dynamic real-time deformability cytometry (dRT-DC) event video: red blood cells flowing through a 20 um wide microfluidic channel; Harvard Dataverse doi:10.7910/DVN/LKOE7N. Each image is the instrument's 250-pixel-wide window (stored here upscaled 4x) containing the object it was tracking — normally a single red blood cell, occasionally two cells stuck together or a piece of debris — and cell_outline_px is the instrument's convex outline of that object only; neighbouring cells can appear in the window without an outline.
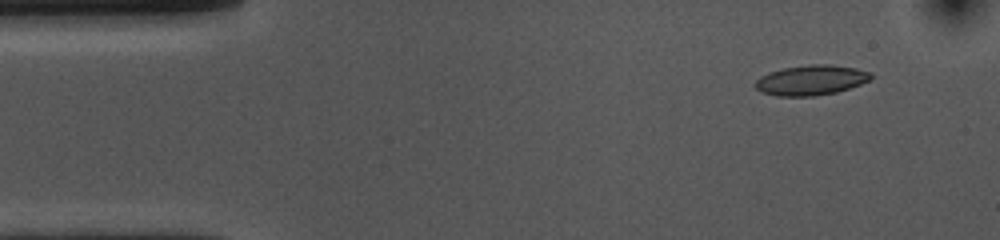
{"species": "common noctule bat (a hibernating species)", "species_latin": "Nyctalus noctula", "temperature_condition": "cold", "stored_images_in_passage": 50, "camera_frame_rate_fps": 3000, "um_per_image_px": 0.085, "animal": {"sex": "female", "body_mass_g": 10.0, "forearm_length_mm": 53.1}, "frame": {"image": 1, "passage_image": 1, "time_ms": 0.0, "image_size_px": [1000, 240], "cell_outline_px": [[872, 76], [868, 80], [860, 84], [836, 92], [812, 96], [776, 96], [764, 92], [756, 88], [756, 80], [760, 76], [768, 72], [784, 68], [808, 64], [832, 64], [856, 68], [872, 72]], "centroid_in_image_um": [68.94, 6.8], "position_along_channel_um": 16.1, "area_um2": 20.17}}
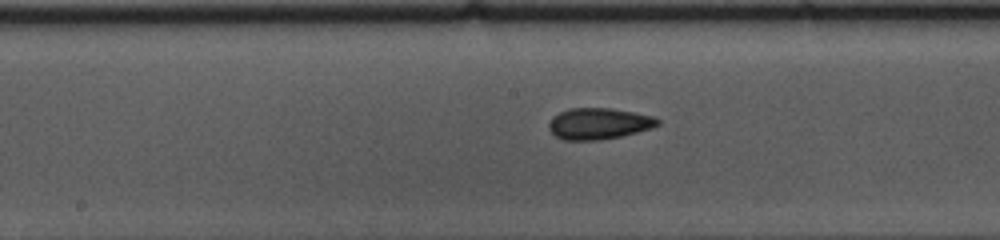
{"frame": {"image": 2, "passage_image": 22, "time_ms": 7.0, "image_size_px": [1000, 240], "cell_outline_px": [[660, 124], [652, 128], [620, 136], [600, 140], [564, 140], [556, 136], [548, 128], [548, 124], [552, 116], [568, 108], [612, 108], [656, 116], [660, 120]], "centroid_in_image_um": [50.91, 10.5], "position_along_channel_um": 197.3, "area_um2": 20.0}}
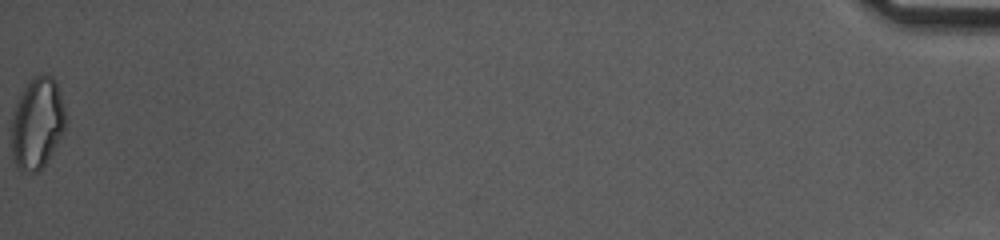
{"frame": {"image": 3, "passage_image": 50, "time_ms": 16.333, "image_size_px": [1000, 240], "cell_outline_px": [[64, 132], [44, 164], [36, 172], [20, 172], [12, 160], [12, 120], [16, 104], [20, 92], [28, 80], [32, 76], [44, 72], [52, 76], [56, 80], [64, 104]], "centroid_in_image_um": [3.14, 10.43], "position_along_channel_um": 432.1, "area_um2": 29.02}, "authors_computed_cell_mechanics": {"area_um2": 19.8254, "velocity_mm_per_s": 3.6711, "shape_relaxation_time_tau1_ms": 7.833, "shape_relaxation_time_tau2_ms": 2.6773, "deformation_change_tau1": 0.1527, "deformation_change_tau2": 0.0796}}